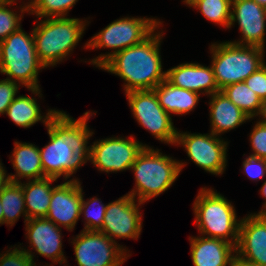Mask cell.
<instances>
[{
    "instance_id": "obj_1",
    "label": "cell",
    "mask_w": 266,
    "mask_h": 266,
    "mask_svg": "<svg viewBox=\"0 0 266 266\" xmlns=\"http://www.w3.org/2000/svg\"><path fill=\"white\" fill-rule=\"evenodd\" d=\"M97 111H86L75 119L63 110H58L45 126L49 142L39 148L44 178L65 181L77 170L90 162V146L94 132L88 126V120L96 116Z\"/></svg>"
},
{
    "instance_id": "obj_2",
    "label": "cell",
    "mask_w": 266,
    "mask_h": 266,
    "mask_svg": "<svg viewBox=\"0 0 266 266\" xmlns=\"http://www.w3.org/2000/svg\"><path fill=\"white\" fill-rule=\"evenodd\" d=\"M161 25L142 43L116 53L100 69L124 81V92L152 90L166 79L160 47L164 31Z\"/></svg>"
},
{
    "instance_id": "obj_3",
    "label": "cell",
    "mask_w": 266,
    "mask_h": 266,
    "mask_svg": "<svg viewBox=\"0 0 266 266\" xmlns=\"http://www.w3.org/2000/svg\"><path fill=\"white\" fill-rule=\"evenodd\" d=\"M185 165L186 162L163 154L160 149L144 147L130 168L135 186L127 194L146 203L170 189Z\"/></svg>"
},
{
    "instance_id": "obj_4",
    "label": "cell",
    "mask_w": 266,
    "mask_h": 266,
    "mask_svg": "<svg viewBox=\"0 0 266 266\" xmlns=\"http://www.w3.org/2000/svg\"><path fill=\"white\" fill-rule=\"evenodd\" d=\"M39 18L33 30L35 49L39 61L54 67L67 59L79 45L89 21L84 18Z\"/></svg>"
},
{
    "instance_id": "obj_5",
    "label": "cell",
    "mask_w": 266,
    "mask_h": 266,
    "mask_svg": "<svg viewBox=\"0 0 266 266\" xmlns=\"http://www.w3.org/2000/svg\"><path fill=\"white\" fill-rule=\"evenodd\" d=\"M193 202L195 224L200 235L237 246L241 219H238L232 202L214 188L205 186Z\"/></svg>"
},
{
    "instance_id": "obj_6",
    "label": "cell",
    "mask_w": 266,
    "mask_h": 266,
    "mask_svg": "<svg viewBox=\"0 0 266 266\" xmlns=\"http://www.w3.org/2000/svg\"><path fill=\"white\" fill-rule=\"evenodd\" d=\"M163 21L147 17H121L109 23L100 32L88 40L83 49H110V52L101 53L88 61L100 69L112 56L130 46L142 43L148 38ZM113 51V52H112Z\"/></svg>"
},
{
    "instance_id": "obj_7",
    "label": "cell",
    "mask_w": 266,
    "mask_h": 266,
    "mask_svg": "<svg viewBox=\"0 0 266 266\" xmlns=\"http://www.w3.org/2000/svg\"><path fill=\"white\" fill-rule=\"evenodd\" d=\"M211 66L220 90L244 82L265 63V49L244 46L229 41L212 43L209 46Z\"/></svg>"
},
{
    "instance_id": "obj_8",
    "label": "cell",
    "mask_w": 266,
    "mask_h": 266,
    "mask_svg": "<svg viewBox=\"0 0 266 266\" xmlns=\"http://www.w3.org/2000/svg\"><path fill=\"white\" fill-rule=\"evenodd\" d=\"M46 67L39 61L33 31L22 27L0 42V73L22 87L40 88L38 73Z\"/></svg>"
},
{
    "instance_id": "obj_9",
    "label": "cell",
    "mask_w": 266,
    "mask_h": 266,
    "mask_svg": "<svg viewBox=\"0 0 266 266\" xmlns=\"http://www.w3.org/2000/svg\"><path fill=\"white\" fill-rule=\"evenodd\" d=\"M131 112L141 127L156 140L175 145L177 131L172 117L159 104L154 90H134L125 93Z\"/></svg>"
},
{
    "instance_id": "obj_10",
    "label": "cell",
    "mask_w": 266,
    "mask_h": 266,
    "mask_svg": "<svg viewBox=\"0 0 266 266\" xmlns=\"http://www.w3.org/2000/svg\"><path fill=\"white\" fill-rule=\"evenodd\" d=\"M229 142L212 132L207 134L177 131L176 146H183L189 160L212 175L226 171Z\"/></svg>"
},
{
    "instance_id": "obj_11",
    "label": "cell",
    "mask_w": 266,
    "mask_h": 266,
    "mask_svg": "<svg viewBox=\"0 0 266 266\" xmlns=\"http://www.w3.org/2000/svg\"><path fill=\"white\" fill-rule=\"evenodd\" d=\"M70 243L78 266H121L131 256L126 246L100 231L81 230Z\"/></svg>"
},
{
    "instance_id": "obj_12",
    "label": "cell",
    "mask_w": 266,
    "mask_h": 266,
    "mask_svg": "<svg viewBox=\"0 0 266 266\" xmlns=\"http://www.w3.org/2000/svg\"><path fill=\"white\" fill-rule=\"evenodd\" d=\"M144 147L149 145L138 141L133 135L99 139L90 145V162L99 172L107 174L130 170Z\"/></svg>"
},
{
    "instance_id": "obj_13",
    "label": "cell",
    "mask_w": 266,
    "mask_h": 266,
    "mask_svg": "<svg viewBox=\"0 0 266 266\" xmlns=\"http://www.w3.org/2000/svg\"><path fill=\"white\" fill-rule=\"evenodd\" d=\"M142 205L144 203L135 200L127 193L109 202L99 231L116 243L118 239L138 240L143 227V214L140 213Z\"/></svg>"
},
{
    "instance_id": "obj_14",
    "label": "cell",
    "mask_w": 266,
    "mask_h": 266,
    "mask_svg": "<svg viewBox=\"0 0 266 266\" xmlns=\"http://www.w3.org/2000/svg\"><path fill=\"white\" fill-rule=\"evenodd\" d=\"M25 238H27L28 247L18 246L22 248L34 261L35 252L52 261L53 264L68 266L65 252L62 251V232L61 228L51 220L46 218H30L25 222ZM24 247V248H23ZM31 249V250H30ZM34 250L35 252H32Z\"/></svg>"
},
{
    "instance_id": "obj_15",
    "label": "cell",
    "mask_w": 266,
    "mask_h": 266,
    "mask_svg": "<svg viewBox=\"0 0 266 266\" xmlns=\"http://www.w3.org/2000/svg\"><path fill=\"white\" fill-rule=\"evenodd\" d=\"M236 23H238L241 38L231 42L266 48V8L254 0H232L229 29Z\"/></svg>"
},
{
    "instance_id": "obj_16",
    "label": "cell",
    "mask_w": 266,
    "mask_h": 266,
    "mask_svg": "<svg viewBox=\"0 0 266 266\" xmlns=\"http://www.w3.org/2000/svg\"><path fill=\"white\" fill-rule=\"evenodd\" d=\"M78 178L69 179L59 185H55L46 219L51 220L60 228L69 232L75 230L80 219L82 204V186Z\"/></svg>"
},
{
    "instance_id": "obj_17",
    "label": "cell",
    "mask_w": 266,
    "mask_h": 266,
    "mask_svg": "<svg viewBox=\"0 0 266 266\" xmlns=\"http://www.w3.org/2000/svg\"><path fill=\"white\" fill-rule=\"evenodd\" d=\"M236 256L266 266V214L250 213L241 218Z\"/></svg>"
},
{
    "instance_id": "obj_18",
    "label": "cell",
    "mask_w": 266,
    "mask_h": 266,
    "mask_svg": "<svg viewBox=\"0 0 266 266\" xmlns=\"http://www.w3.org/2000/svg\"><path fill=\"white\" fill-rule=\"evenodd\" d=\"M166 79L177 87L204 96L221 91L217 86L212 66H205L198 62L181 63L166 70Z\"/></svg>"
},
{
    "instance_id": "obj_19",
    "label": "cell",
    "mask_w": 266,
    "mask_h": 266,
    "mask_svg": "<svg viewBox=\"0 0 266 266\" xmlns=\"http://www.w3.org/2000/svg\"><path fill=\"white\" fill-rule=\"evenodd\" d=\"M194 266H232L236 246L221 239L189 236Z\"/></svg>"
},
{
    "instance_id": "obj_20",
    "label": "cell",
    "mask_w": 266,
    "mask_h": 266,
    "mask_svg": "<svg viewBox=\"0 0 266 266\" xmlns=\"http://www.w3.org/2000/svg\"><path fill=\"white\" fill-rule=\"evenodd\" d=\"M209 99V117L210 132L216 136L227 133L238 126H241L250 119L240 108H238L221 91L210 96Z\"/></svg>"
},
{
    "instance_id": "obj_21",
    "label": "cell",
    "mask_w": 266,
    "mask_h": 266,
    "mask_svg": "<svg viewBox=\"0 0 266 266\" xmlns=\"http://www.w3.org/2000/svg\"><path fill=\"white\" fill-rule=\"evenodd\" d=\"M28 90L34 96L18 95L12 101L4 115H7L19 127L30 128L38 122L46 126L58 109H48L46 114L41 113L40 105L36 99V97L42 99L43 94L41 93V88H28Z\"/></svg>"
},
{
    "instance_id": "obj_22",
    "label": "cell",
    "mask_w": 266,
    "mask_h": 266,
    "mask_svg": "<svg viewBox=\"0 0 266 266\" xmlns=\"http://www.w3.org/2000/svg\"><path fill=\"white\" fill-rule=\"evenodd\" d=\"M9 159L15 174H9L10 181L38 180L44 178L39 147L32 143L14 142V149Z\"/></svg>"
},
{
    "instance_id": "obj_23",
    "label": "cell",
    "mask_w": 266,
    "mask_h": 266,
    "mask_svg": "<svg viewBox=\"0 0 266 266\" xmlns=\"http://www.w3.org/2000/svg\"><path fill=\"white\" fill-rule=\"evenodd\" d=\"M162 108L173 115H187L198 106L200 94L177 87L167 79L161 81L154 89Z\"/></svg>"
},
{
    "instance_id": "obj_24",
    "label": "cell",
    "mask_w": 266,
    "mask_h": 266,
    "mask_svg": "<svg viewBox=\"0 0 266 266\" xmlns=\"http://www.w3.org/2000/svg\"><path fill=\"white\" fill-rule=\"evenodd\" d=\"M54 178L23 181L22 189L28 219L45 218L51 200ZM53 186V187H52Z\"/></svg>"
},
{
    "instance_id": "obj_25",
    "label": "cell",
    "mask_w": 266,
    "mask_h": 266,
    "mask_svg": "<svg viewBox=\"0 0 266 266\" xmlns=\"http://www.w3.org/2000/svg\"><path fill=\"white\" fill-rule=\"evenodd\" d=\"M0 201L3 208L4 224L12 228L18 219L24 217V224L28 220L22 189V181H10L0 192Z\"/></svg>"
},
{
    "instance_id": "obj_26",
    "label": "cell",
    "mask_w": 266,
    "mask_h": 266,
    "mask_svg": "<svg viewBox=\"0 0 266 266\" xmlns=\"http://www.w3.org/2000/svg\"><path fill=\"white\" fill-rule=\"evenodd\" d=\"M183 4L192 7L214 24L229 29L232 0H182Z\"/></svg>"
},
{
    "instance_id": "obj_27",
    "label": "cell",
    "mask_w": 266,
    "mask_h": 266,
    "mask_svg": "<svg viewBox=\"0 0 266 266\" xmlns=\"http://www.w3.org/2000/svg\"><path fill=\"white\" fill-rule=\"evenodd\" d=\"M231 102L240 108L250 119L256 118L261 106V99L245 82H238L221 90Z\"/></svg>"
},
{
    "instance_id": "obj_28",
    "label": "cell",
    "mask_w": 266,
    "mask_h": 266,
    "mask_svg": "<svg viewBox=\"0 0 266 266\" xmlns=\"http://www.w3.org/2000/svg\"><path fill=\"white\" fill-rule=\"evenodd\" d=\"M78 0H28L23 1L21 7L29 11V15L39 18L68 17L69 11L76 5Z\"/></svg>"
},
{
    "instance_id": "obj_29",
    "label": "cell",
    "mask_w": 266,
    "mask_h": 266,
    "mask_svg": "<svg viewBox=\"0 0 266 266\" xmlns=\"http://www.w3.org/2000/svg\"><path fill=\"white\" fill-rule=\"evenodd\" d=\"M84 196L85 195L82 188L80 216L83 215L85 220L83 230L99 231L103 225L107 205L104 204L101 199L97 198V196L87 200L84 199Z\"/></svg>"
},
{
    "instance_id": "obj_30",
    "label": "cell",
    "mask_w": 266,
    "mask_h": 266,
    "mask_svg": "<svg viewBox=\"0 0 266 266\" xmlns=\"http://www.w3.org/2000/svg\"><path fill=\"white\" fill-rule=\"evenodd\" d=\"M11 6L10 4L0 5V42L4 41L11 33L19 30L22 26L21 20L24 18V13L29 14V11L21 6H18L19 11H13Z\"/></svg>"
},
{
    "instance_id": "obj_31",
    "label": "cell",
    "mask_w": 266,
    "mask_h": 266,
    "mask_svg": "<svg viewBox=\"0 0 266 266\" xmlns=\"http://www.w3.org/2000/svg\"><path fill=\"white\" fill-rule=\"evenodd\" d=\"M252 153L249 156L266 159V124L256 121L249 135Z\"/></svg>"
},
{
    "instance_id": "obj_32",
    "label": "cell",
    "mask_w": 266,
    "mask_h": 266,
    "mask_svg": "<svg viewBox=\"0 0 266 266\" xmlns=\"http://www.w3.org/2000/svg\"><path fill=\"white\" fill-rule=\"evenodd\" d=\"M11 247V248H10ZM8 250L0 253V266H35L36 261L19 246H10Z\"/></svg>"
},
{
    "instance_id": "obj_33",
    "label": "cell",
    "mask_w": 266,
    "mask_h": 266,
    "mask_svg": "<svg viewBox=\"0 0 266 266\" xmlns=\"http://www.w3.org/2000/svg\"><path fill=\"white\" fill-rule=\"evenodd\" d=\"M241 168L251 181H260L266 177V159L247 156L242 162Z\"/></svg>"
},
{
    "instance_id": "obj_34",
    "label": "cell",
    "mask_w": 266,
    "mask_h": 266,
    "mask_svg": "<svg viewBox=\"0 0 266 266\" xmlns=\"http://www.w3.org/2000/svg\"><path fill=\"white\" fill-rule=\"evenodd\" d=\"M20 84L10 79H0V115L5 114L12 101L16 98Z\"/></svg>"
},
{
    "instance_id": "obj_35",
    "label": "cell",
    "mask_w": 266,
    "mask_h": 266,
    "mask_svg": "<svg viewBox=\"0 0 266 266\" xmlns=\"http://www.w3.org/2000/svg\"><path fill=\"white\" fill-rule=\"evenodd\" d=\"M246 85L263 100L266 98V62L244 80Z\"/></svg>"
},
{
    "instance_id": "obj_36",
    "label": "cell",
    "mask_w": 266,
    "mask_h": 266,
    "mask_svg": "<svg viewBox=\"0 0 266 266\" xmlns=\"http://www.w3.org/2000/svg\"><path fill=\"white\" fill-rule=\"evenodd\" d=\"M2 161H0V192L10 182L9 174L6 173Z\"/></svg>"
},
{
    "instance_id": "obj_37",
    "label": "cell",
    "mask_w": 266,
    "mask_h": 266,
    "mask_svg": "<svg viewBox=\"0 0 266 266\" xmlns=\"http://www.w3.org/2000/svg\"><path fill=\"white\" fill-rule=\"evenodd\" d=\"M257 117H259L258 119L259 122L266 124V98L261 100L260 110L256 118Z\"/></svg>"
},
{
    "instance_id": "obj_38",
    "label": "cell",
    "mask_w": 266,
    "mask_h": 266,
    "mask_svg": "<svg viewBox=\"0 0 266 266\" xmlns=\"http://www.w3.org/2000/svg\"><path fill=\"white\" fill-rule=\"evenodd\" d=\"M259 191H260L261 196H263L262 198H264L265 202H264L261 210L258 211V214H266V180L262 184V186H261Z\"/></svg>"
},
{
    "instance_id": "obj_39",
    "label": "cell",
    "mask_w": 266,
    "mask_h": 266,
    "mask_svg": "<svg viewBox=\"0 0 266 266\" xmlns=\"http://www.w3.org/2000/svg\"><path fill=\"white\" fill-rule=\"evenodd\" d=\"M232 266H258L249 262H246L239 257L235 256Z\"/></svg>"
},
{
    "instance_id": "obj_40",
    "label": "cell",
    "mask_w": 266,
    "mask_h": 266,
    "mask_svg": "<svg viewBox=\"0 0 266 266\" xmlns=\"http://www.w3.org/2000/svg\"><path fill=\"white\" fill-rule=\"evenodd\" d=\"M4 224L3 208L0 201V226Z\"/></svg>"
},
{
    "instance_id": "obj_41",
    "label": "cell",
    "mask_w": 266,
    "mask_h": 266,
    "mask_svg": "<svg viewBox=\"0 0 266 266\" xmlns=\"http://www.w3.org/2000/svg\"><path fill=\"white\" fill-rule=\"evenodd\" d=\"M18 0H4V4H10V5H14L17 4Z\"/></svg>"
},
{
    "instance_id": "obj_42",
    "label": "cell",
    "mask_w": 266,
    "mask_h": 266,
    "mask_svg": "<svg viewBox=\"0 0 266 266\" xmlns=\"http://www.w3.org/2000/svg\"><path fill=\"white\" fill-rule=\"evenodd\" d=\"M254 1L263 6L264 8H266V0H254Z\"/></svg>"
},
{
    "instance_id": "obj_43",
    "label": "cell",
    "mask_w": 266,
    "mask_h": 266,
    "mask_svg": "<svg viewBox=\"0 0 266 266\" xmlns=\"http://www.w3.org/2000/svg\"><path fill=\"white\" fill-rule=\"evenodd\" d=\"M51 265H52V263L51 264L50 263L49 264L47 263L46 265H43V266H51ZM35 266H38V264H36Z\"/></svg>"
},
{
    "instance_id": "obj_44",
    "label": "cell",
    "mask_w": 266,
    "mask_h": 266,
    "mask_svg": "<svg viewBox=\"0 0 266 266\" xmlns=\"http://www.w3.org/2000/svg\"><path fill=\"white\" fill-rule=\"evenodd\" d=\"M4 4V0H0V5Z\"/></svg>"
}]
</instances>
